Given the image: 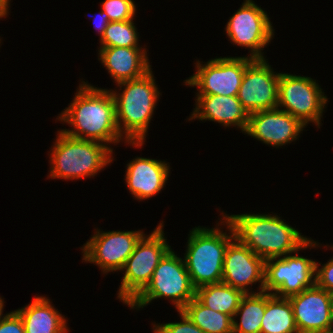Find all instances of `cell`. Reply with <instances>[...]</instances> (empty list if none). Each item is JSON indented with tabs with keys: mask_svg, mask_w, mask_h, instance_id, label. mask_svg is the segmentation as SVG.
<instances>
[{
	"mask_svg": "<svg viewBox=\"0 0 333 333\" xmlns=\"http://www.w3.org/2000/svg\"><path fill=\"white\" fill-rule=\"evenodd\" d=\"M0 333H25L23 321L16 311L1 317Z\"/></svg>",
	"mask_w": 333,
	"mask_h": 333,
	"instance_id": "cell-29",
	"label": "cell"
},
{
	"mask_svg": "<svg viewBox=\"0 0 333 333\" xmlns=\"http://www.w3.org/2000/svg\"><path fill=\"white\" fill-rule=\"evenodd\" d=\"M169 166L165 162L138 157L127 164L126 183L138 200L148 199L159 193L168 180Z\"/></svg>",
	"mask_w": 333,
	"mask_h": 333,
	"instance_id": "cell-18",
	"label": "cell"
},
{
	"mask_svg": "<svg viewBox=\"0 0 333 333\" xmlns=\"http://www.w3.org/2000/svg\"><path fill=\"white\" fill-rule=\"evenodd\" d=\"M197 104L191 119L216 121L222 125H235L246 132L249 113L237 96L197 94Z\"/></svg>",
	"mask_w": 333,
	"mask_h": 333,
	"instance_id": "cell-17",
	"label": "cell"
},
{
	"mask_svg": "<svg viewBox=\"0 0 333 333\" xmlns=\"http://www.w3.org/2000/svg\"><path fill=\"white\" fill-rule=\"evenodd\" d=\"M3 302H4V301H3V300L1 299V297H0V319H1V316L3 315V314H2V310H3V306H4V305H3V304H4Z\"/></svg>",
	"mask_w": 333,
	"mask_h": 333,
	"instance_id": "cell-32",
	"label": "cell"
},
{
	"mask_svg": "<svg viewBox=\"0 0 333 333\" xmlns=\"http://www.w3.org/2000/svg\"><path fill=\"white\" fill-rule=\"evenodd\" d=\"M299 333L333 328V295L316 284L288 297Z\"/></svg>",
	"mask_w": 333,
	"mask_h": 333,
	"instance_id": "cell-14",
	"label": "cell"
},
{
	"mask_svg": "<svg viewBox=\"0 0 333 333\" xmlns=\"http://www.w3.org/2000/svg\"><path fill=\"white\" fill-rule=\"evenodd\" d=\"M245 294L223 282L206 284L196 288L195 297L209 309L227 314L234 319L240 301Z\"/></svg>",
	"mask_w": 333,
	"mask_h": 333,
	"instance_id": "cell-22",
	"label": "cell"
},
{
	"mask_svg": "<svg viewBox=\"0 0 333 333\" xmlns=\"http://www.w3.org/2000/svg\"><path fill=\"white\" fill-rule=\"evenodd\" d=\"M102 10L108 14L110 22L128 21L134 19L136 6L132 0H105Z\"/></svg>",
	"mask_w": 333,
	"mask_h": 333,
	"instance_id": "cell-26",
	"label": "cell"
},
{
	"mask_svg": "<svg viewBox=\"0 0 333 333\" xmlns=\"http://www.w3.org/2000/svg\"><path fill=\"white\" fill-rule=\"evenodd\" d=\"M21 317L25 333H66V319L54 309L46 297H35L22 309L15 310Z\"/></svg>",
	"mask_w": 333,
	"mask_h": 333,
	"instance_id": "cell-20",
	"label": "cell"
},
{
	"mask_svg": "<svg viewBox=\"0 0 333 333\" xmlns=\"http://www.w3.org/2000/svg\"><path fill=\"white\" fill-rule=\"evenodd\" d=\"M196 288L187 272L184 259L170 249L154 270L150 283L129 304L131 308H143L152 300L167 297L182 310L194 297Z\"/></svg>",
	"mask_w": 333,
	"mask_h": 333,
	"instance_id": "cell-6",
	"label": "cell"
},
{
	"mask_svg": "<svg viewBox=\"0 0 333 333\" xmlns=\"http://www.w3.org/2000/svg\"><path fill=\"white\" fill-rule=\"evenodd\" d=\"M315 263V284L333 295V258L322 268Z\"/></svg>",
	"mask_w": 333,
	"mask_h": 333,
	"instance_id": "cell-28",
	"label": "cell"
},
{
	"mask_svg": "<svg viewBox=\"0 0 333 333\" xmlns=\"http://www.w3.org/2000/svg\"><path fill=\"white\" fill-rule=\"evenodd\" d=\"M280 73L275 74L264 59H254L246 68L238 100L250 114L278 106Z\"/></svg>",
	"mask_w": 333,
	"mask_h": 333,
	"instance_id": "cell-13",
	"label": "cell"
},
{
	"mask_svg": "<svg viewBox=\"0 0 333 333\" xmlns=\"http://www.w3.org/2000/svg\"><path fill=\"white\" fill-rule=\"evenodd\" d=\"M266 309V292L245 294L234 318L240 314V323L233 319V333H260Z\"/></svg>",
	"mask_w": 333,
	"mask_h": 333,
	"instance_id": "cell-23",
	"label": "cell"
},
{
	"mask_svg": "<svg viewBox=\"0 0 333 333\" xmlns=\"http://www.w3.org/2000/svg\"><path fill=\"white\" fill-rule=\"evenodd\" d=\"M181 311L205 333H233V318L209 309L194 297Z\"/></svg>",
	"mask_w": 333,
	"mask_h": 333,
	"instance_id": "cell-24",
	"label": "cell"
},
{
	"mask_svg": "<svg viewBox=\"0 0 333 333\" xmlns=\"http://www.w3.org/2000/svg\"><path fill=\"white\" fill-rule=\"evenodd\" d=\"M98 17H99V20H98L99 22H98V25H97V23H95V27L99 30V33L101 36L100 38H102V36L105 33V29L107 28L110 21H109L108 14L104 10L100 11V15H98ZM95 18H94V20H95Z\"/></svg>",
	"mask_w": 333,
	"mask_h": 333,
	"instance_id": "cell-30",
	"label": "cell"
},
{
	"mask_svg": "<svg viewBox=\"0 0 333 333\" xmlns=\"http://www.w3.org/2000/svg\"><path fill=\"white\" fill-rule=\"evenodd\" d=\"M118 85L125 87L121 94L111 92L115 100L118 129L121 135L124 132L126 142L130 141L129 143L136 147L142 146L160 94L152 71Z\"/></svg>",
	"mask_w": 333,
	"mask_h": 333,
	"instance_id": "cell-3",
	"label": "cell"
},
{
	"mask_svg": "<svg viewBox=\"0 0 333 333\" xmlns=\"http://www.w3.org/2000/svg\"><path fill=\"white\" fill-rule=\"evenodd\" d=\"M231 235L218 228L195 227L190 231L185 266L195 288L222 282L223 263L228 244L235 238L231 223L224 217Z\"/></svg>",
	"mask_w": 333,
	"mask_h": 333,
	"instance_id": "cell-4",
	"label": "cell"
},
{
	"mask_svg": "<svg viewBox=\"0 0 333 333\" xmlns=\"http://www.w3.org/2000/svg\"><path fill=\"white\" fill-rule=\"evenodd\" d=\"M101 47H138V34L132 20L109 22L100 38Z\"/></svg>",
	"mask_w": 333,
	"mask_h": 333,
	"instance_id": "cell-25",
	"label": "cell"
},
{
	"mask_svg": "<svg viewBox=\"0 0 333 333\" xmlns=\"http://www.w3.org/2000/svg\"><path fill=\"white\" fill-rule=\"evenodd\" d=\"M177 312L181 316V322L154 325V333H205L183 311L177 310Z\"/></svg>",
	"mask_w": 333,
	"mask_h": 333,
	"instance_id": "cell-27",
	"label": "cell"
},
{
	"mask_svg": "<svg viewBox=\"0 0 333 333\" xmlns=\"http://www.w3.org/2000/svg\"><path fill=\"white\" fill-rule=\"evenodd\" d=\"M315 263L290 254L265 260L263 291L285 298L301 293L315 284Z\"/></svg>",
	"mask_w": 333,
	"mask_h": 333,
	"instance_id": "cell-9",
	"label": "cell"
},
{
	"mask_svg": "<svg viewBox=\"0 0 333 333\" xmlns=\"http://www.w3.org/2000/svg\"><path fill=\"white\" fill-rule=\"evenodd\" d=\"M260 333H299L288 298L266 293V309Z\"/></svg>",
	"mask_w": 333,
	"mask_h": 333,
	"instance_id": "cell-21",
	"label": "cell"
},
{
	"mask_svg": "<svg viewBox=\"0 0 333 333\" xmlns=\"http://www.w3.org/2000/svg\"><path fill=\"white\" fill-rule=\"evenodd\" d=\"M254 59L247 57L215 58L202 65L197 62L196 74L185 84L199 88L198 94L237 96L245 68Z\"/></svg>",
	"mask_w": 333,
	"mask_h": 333,
	"instance_id": "cell-10",
	"label": "cell"
},
{
	"mask_svg": "<svg viewBox=\"0 0 333 333\" xmlns=\"http://www.w3.org/2000/svg\"><path fill=\"white\" fill-rule=\"evenodd\" d=\"M145 235L141 231L97 230L83 247V260L100 266L104 273L122 270L137 242Z\"/></svg>",
	"mask_w": 333,
	"mask_h": 333,
	"instance_id": "cell-12",
	"label": "cell"
},
{
	"mask_svg": "<svg viewBox=\"0 0 333 333\" xmlns=\"http://www.w3.org/2000/svg\"><path fill=\"white\" fill-rule=\"evenodd\" d=\"M73 102L58 117L72 125L73 130H61L66 135L83 140L119 143L123 135L116 122L115 100L111 90L79 85ZM82 134V135H81Z\"/></svg>",
	"mask_w": 333,
	"mask_h": 333,
	"instance_id": "cell-1",
	"label": "cell"
},
{
	"mask_svg": "<svg viewBox=\"0 0 333 333\" xmlns=\"http://www.w3.org/2000/svg\"><path fill=\"white\" fill-rule=\"evenodd\" d=\"M314 333H333V328L328 329V330H323V331L314 332Z\"/></svg>",
	"mask_w": 333,
	"mask_h": 333,
	"instance_id": "cell-33",
	"label": "cell"
},
{
	"mask_svg": "<svg viewBox=\"0 0 333 333\" xmlns=\"http://www.w3.org/2000/svg\"><path fill=\"white\" fill-rule=\"evenodd\" d=\"M100 58L116 83L137 79L151 70L146 50L129 47H100Z\"/></svg>",
	"mask_w": 333,
	"mask_h": 333,
	"instance_id": "cell-19",
	"label": "cell"
},
{
	"mask_svg": "<svg viewBox=\"0 0 333 333\" xmlns=\"http://www.w3.org/2000/svg\"><path fill=\"white\" fill-rule=\"evenodd\" d=\"M112 151L100 142L73 138L60 131L50 153L49 177L77 180L95 176L112 161Z\"/></svg>",
	"mask_w": 333,
	"mask_h": 333,
	"instance_id": "cell-5",
	"label": "cell"
},
{
	"mask_svg": "<svg viewBox=\"0 0 333 333\" xmlns=\"http://www.w3.org/2000/svg\"><path fill=\"white\" fill-rule=\"evenodd\" d=\"M265 260L257 256L249 247L236 237L228 244L225 251L222 282L244 294H249L248 285L259 284L264 289Z\"/></svg>",
	"mask_w": 333,
	"mask_h": 333,
	"instance_id": "cell-15",
	"label": "cell"
},
{
	"mask_svg": "<svg viewBox=\"0 0 333 333\" xmlns=\"http://www.w3.org/2000/svg\"><path fill=\"white\" fill-rule=\"evenodd\" d=\"M268 15L254 1L246 0L227 22L226 33L239 46L250 48V57L264 59L261 50L274 36Z\"/></svg>",
	"mask_w": 333,
	"mask_h": 333,
	"instance_id": "cell-11",
	"label": "cell"
},
{
	"mask_svg": "<svg viewBox=\"0 0 333 333\" xmlns=\"http://www.w3.org/2000/svg\"><path fill=\"white\" fill-rule=\"evenodd\" d=\"M9 0H0V18H3L8 13Z\"/></svg>",
	"mask_w": 333,
	"mask_h": 333,
	"instance_id": "cell-31",
	"label": "cell"
},
{
	"mask_svg": "<svg viewBox=\"0 0 333 333\" xmlns=\"http://www.w3.org/2000/svg\"><path fill=\"white\" fill-rule=\"evenodd\" d=\"M322 89L310 77L280 73L278 87V107L293 117L298 118L305 126L309 121L320 125L326 96Z\"/></svg>",
	"mask_w": 333,
	"mask_h": 333,
	"instance_id": "cell-8",
	"label": "cell"
},
{
	"mask_svg": "<svg viewBox=\"0 0 333 333\" xmlns=\"http://www.w3.org/2000/svg\"><path fill=\"white\" fill-rule=\"evenodd\" d=\"M162 227L160 223L148 237H141L122 268L126 271L119 287L118 298L127 305L150 283L155 268L170 250Z\"/></svg>",
	"mask_w": 333,
	"mask_h": 333,
	"instance_id": "cell-7",
	"label": "cell"
},
{
	"mask_svg": "<svg viewBox=\"0 0 333 333\" xmlns=\"http://www.w3.org/2000/svg\"><path fill=\"white\" fill-rule=\"evenodd\" d=\"M305 125L279 108L249 114L246 134L271 146H282L296 140Z\"/></svg>",
	"mask_w": 333,
	"mask_h": 333,
	"instance_id": "cell-16",
	"label": "cell"
},
{
	"mask_svg": "<svg viewBox=\"0 0 333 333\" xmlns=\"http://www.w3.org/2000/svg\"><path fill=\"white\" fill-rule=\"evenodd\" d=\"M232 225L235 237L257 256L267 260L295 253L317 244L286 224L277 215H223Z\"/></svg>",
	"mask_w": 333,
	"mask_h": 333,
	"instance_id": "cell-2",
	"label": "cell"
}]
</instances>
